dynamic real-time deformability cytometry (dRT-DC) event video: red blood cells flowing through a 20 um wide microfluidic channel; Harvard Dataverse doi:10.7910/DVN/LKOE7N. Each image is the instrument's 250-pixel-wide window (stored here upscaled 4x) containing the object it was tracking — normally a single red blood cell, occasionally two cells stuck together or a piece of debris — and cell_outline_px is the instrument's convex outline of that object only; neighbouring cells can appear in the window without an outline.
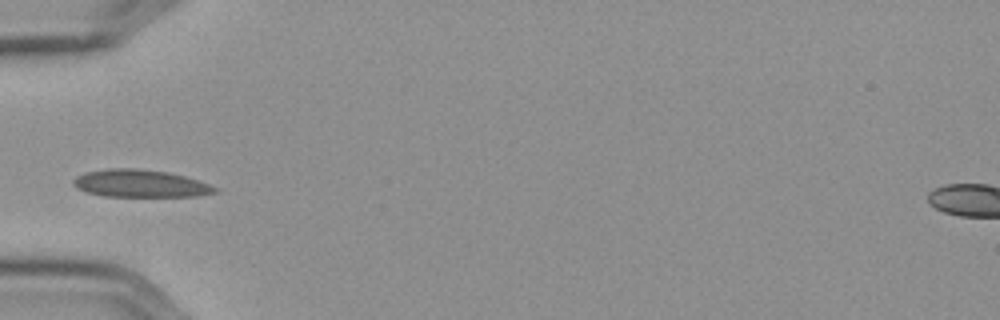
{"species": "Egyptian fruit bat (a non-hibernating species)", "species_latin": "Rousettus aegyptiacus", "temperature_condition": "cold", "stored_images_in_passage": 39, "camera_frame_rate_fps": 3000, "um_per_image_px": 0.085, "frame": {"image": 1, "passage_image": 1, "time_ms": 0.0, "image_size_px": [1000, 320], "cell_outline_px": [[220, 192], [200, 196], [104, 196], [88, 192], [76, 188], [72, 184], [72, 180], [76, 176], [84, 172], [108, 168], [136, 168], [168, 172], [184, 176], [220, 188]], "centroid_in_image_um": [11.93, 15.59], "position_along_channel_um": 73.1, "area_um2": 22.83}}
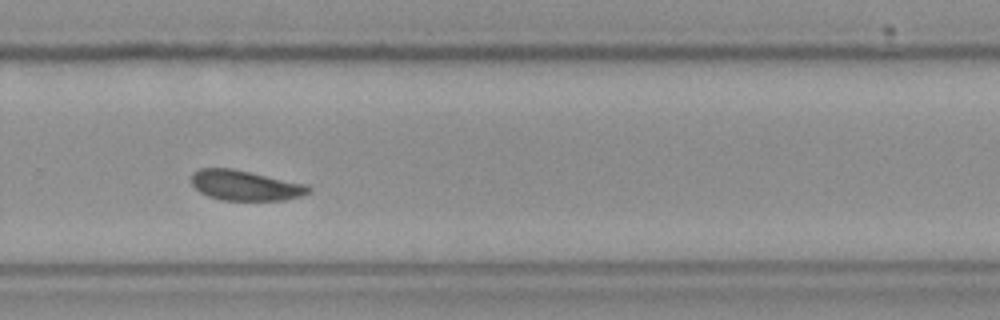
{"frame": {"image": 2, "passage_image": 21, "time_ms": 6.667, "image_size_px": [1000, 320], "cell_outline_px": [[312, 192], [304, 196], [284, 200], [220, 200], [208, 196], [200, 192], [192, 184], [192, 172], [200, 168], [232, 168], [308, 184], [312, 188]], "centroid_in_image_um": [20.9, 15.76], "position_along_channel_um": 308.9, "area_um2": 20.87}}
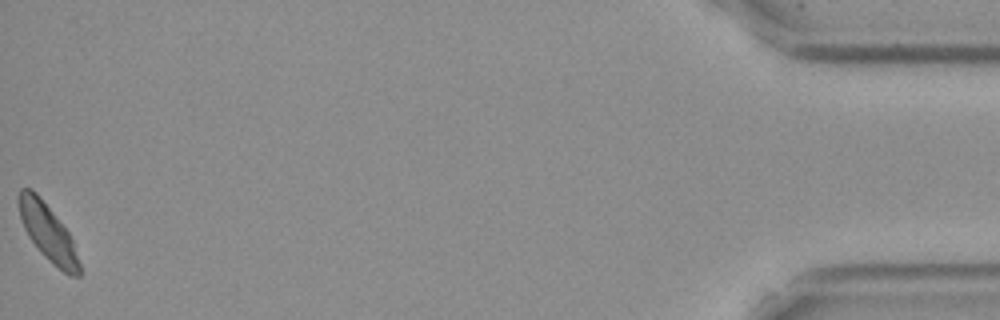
{"frame": {"image": 3, "passage_image": 39, "time_ms": 12.667, "image_size_px": [1000, 320], "cell_outline_px": [[80, 276], [68, 276], [48, 260], [40, 252], [28, 236], [24, 228], [20, 216], [16, 200], [20, 188], [32, 188], [36, 192], [68, 232], [72, 240], [80, 264]], "centroid_in_image_um": [4.03, 19.75], "position_along_channel_um": 431.2, "area_um2": 19.94}, "authors_computed_cell_mechanics": {"area_um2": 20.8658, "velocity_mm_per_s": 3.537, "shape_relaxation_time_tau1_ms": 10.0992, "shape_relaxation_time_tau2_ms": 1.8004, "deformation_change_tau1": 0.1397, "deformation_change_tau2": 0.0271}}